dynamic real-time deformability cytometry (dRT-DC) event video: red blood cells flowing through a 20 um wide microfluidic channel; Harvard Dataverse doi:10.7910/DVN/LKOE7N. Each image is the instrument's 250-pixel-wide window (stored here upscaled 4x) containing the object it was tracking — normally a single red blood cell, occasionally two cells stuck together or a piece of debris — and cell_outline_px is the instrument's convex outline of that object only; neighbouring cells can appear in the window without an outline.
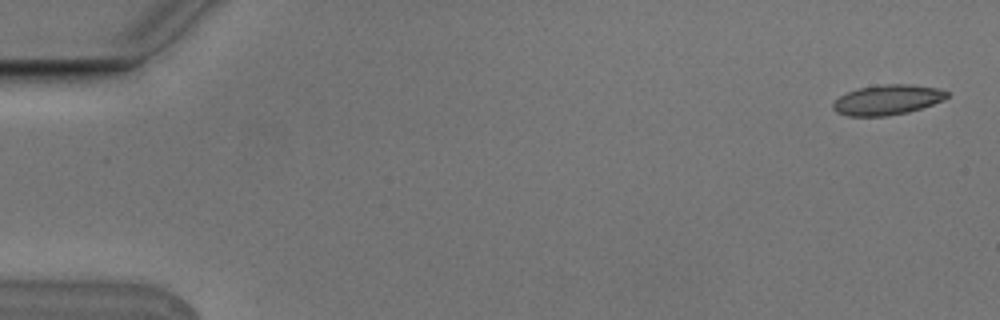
{"species": "Egyptian fruit bat (a non-hibernating species)", "species_latin": "Rousettus aegyptiacus", "temperature_condition": "cold", "stored_images_in_passage": 5, "camera_frame_rate_fps": 3000, "um_per_image_px": 0.085, "animal": {"sex": "male"}, "frame": {"image": 1, "passage_image": 5, "time_ms": 1.333, "image_size_px": [1000, 320], "cell_outline_px": [[948, 96], [944, 100], [908, 112], [884, 116], [848, 116], [836, 112], [832, 108], [832, 104], [840, 96], [856, 88], [884, 84], [908, 84], [936, 88], [948, 92]], "centroid_in_image_um": [75.4, 8.48], "position_along_channel_um": 9.6, "area_um2": 19.83}}